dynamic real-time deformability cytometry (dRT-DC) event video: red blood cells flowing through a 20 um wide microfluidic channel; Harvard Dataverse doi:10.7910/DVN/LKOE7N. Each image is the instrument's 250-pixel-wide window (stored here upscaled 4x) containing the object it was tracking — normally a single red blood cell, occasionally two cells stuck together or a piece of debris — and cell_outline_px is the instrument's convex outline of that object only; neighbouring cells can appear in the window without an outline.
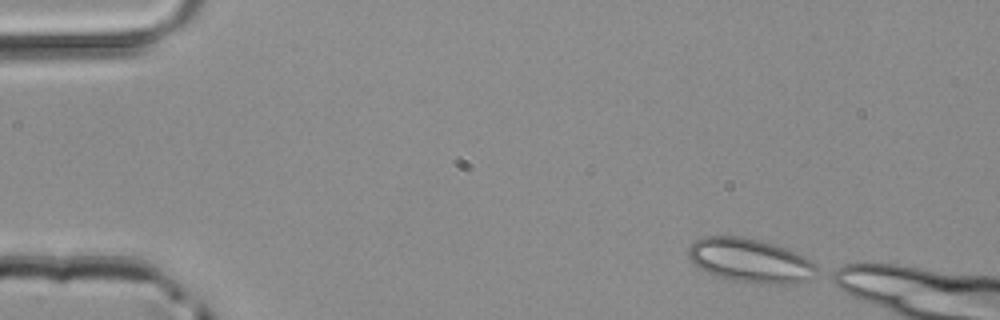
{"species": "common noctule bat (a hibernating species)", "species_latin": "Nyctalus noctula", "temperature_condition": "room temperature", "stored_images_in_passage": 8, "camera_frame_rate_fps": 3000, "um_per_image_px": 0.085, "animal": {"sex": "male", "body_mass_g": 20.4}, "frame": {"image": 1, "passage_image": 1, "time_ms": 0.0, "image_size_px": [1000, 320], "cell_outline_px": [[816, 268], [808, 280], [796, 284], [768, 284], [736, 280], [720, 276], [708, 272], [700, 268], [688, 256], [688, 248], [696, 240], [704, 236], [740, 236], [760, 240], [796, 252], [812, 260], [816, 264]], "centroid_in_image_um": [63.78, 22.13], "position_along_channel_um": 21.2, "area_um2": 32.37}}